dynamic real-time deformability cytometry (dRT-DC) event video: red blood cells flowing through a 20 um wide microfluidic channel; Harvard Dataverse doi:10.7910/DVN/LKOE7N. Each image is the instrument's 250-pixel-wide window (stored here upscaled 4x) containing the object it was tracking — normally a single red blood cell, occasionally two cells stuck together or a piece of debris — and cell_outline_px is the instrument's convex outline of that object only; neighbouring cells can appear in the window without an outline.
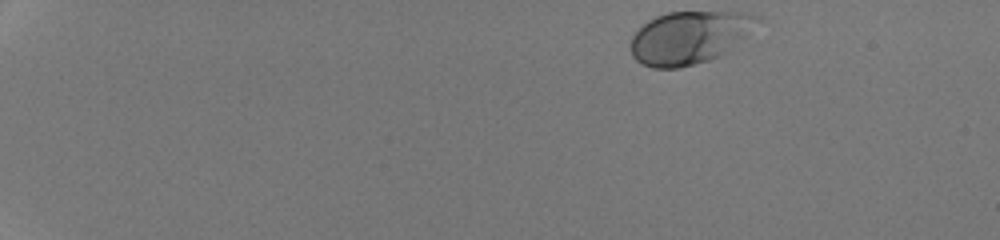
{"species": "human", "species_latin": "Homo sapiens", "temperature_condition": "room temperature", "stored_images_in_passage": 44, "camera_frame_rate_fps": 3000, "um_per_image_px": 0.085, "donor": {"sex": "male"}, "frame": {"image": 1, "passage_image": 1, "time_ms": 0.0, "image_size_px": [1000, 240], "cell_outline_px": [[760, 20], [744, 36], [720, 56], [708, 60], [680, 68], [652, 68], [636, 60], [632, 56], [628, 44], [632, 36], [648, 20], [656, 16], [668, 12], [740, 12], [760, 16]], "centroid_in_image_um": [58.52, 3.18], "position_along_channel_um": 26.5, "area_um2": 38.55}}
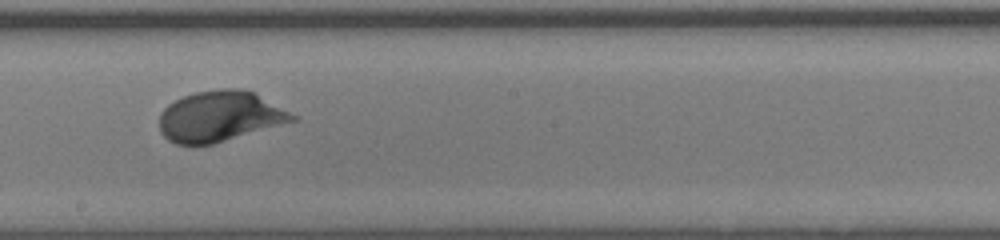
{"frame": {"image": 2, "passage_image": 26, "time_ms": 8.333, "image_size_px": [1000, 240], "cell_outline_px": [[300, 120], [212, 144], [176, 144], [168, 140], [160, 132], [160, 112], [168, 104], [184, 96], [196, 92], [220, 88], [240, 88], [252, 92], [300, 116]], "centroid_in_image_um": [18.73, 9.89], "position_along_channel_um": 229.5, "area_um2": 39.3}}
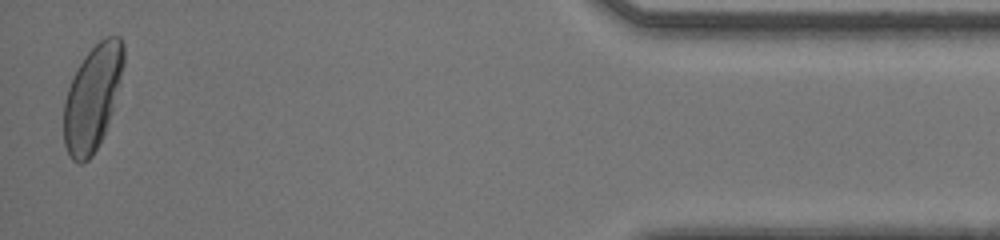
{"frame": {"image": 3, "passage_image": 44, "time_ms": 14.333, "image_size_px": [1000, 240], "cell_outline_px": [[124, 64], [112, 112], [104, 132], [92, 156], [84, 164], [80, 164], [72, 160], [68, 156], [64, 144], [64, 104], [68, 88], [84, 56], [104, 36], [120, 36], [124, 44]], "centroid_in_image_um": [7.86, 8.32], "position_along_channel_um": 427.3, "area_um2": 36.36}, "authors_computed_cell_mechanics": {"area_um2": 36.8764, "velocity_mm_per_s": 4.2358, "shape_relaxation_time_tau1_ms": 3.8379, "shape_relaxation_time_tau2_ms": null, "deformation_change_tau1": 0.1559, "deformation_change_tau2": null}}